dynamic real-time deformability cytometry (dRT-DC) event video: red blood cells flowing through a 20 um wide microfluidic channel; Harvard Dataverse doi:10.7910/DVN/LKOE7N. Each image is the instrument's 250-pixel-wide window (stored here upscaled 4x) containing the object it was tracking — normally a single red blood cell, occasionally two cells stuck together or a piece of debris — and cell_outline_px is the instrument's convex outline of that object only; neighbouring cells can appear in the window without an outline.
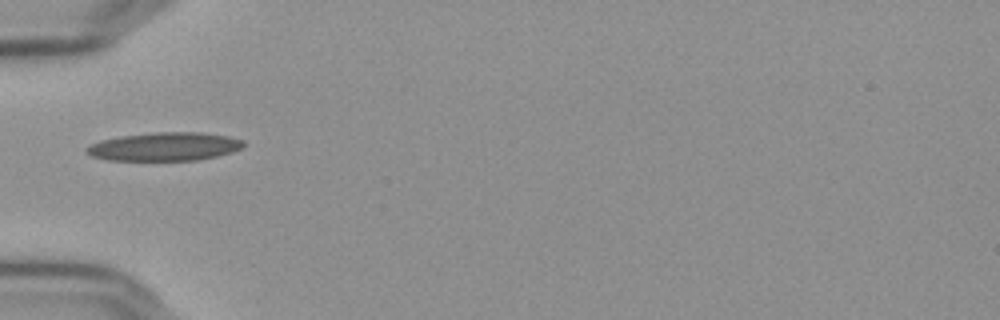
{"species": "Egyptian fruit bat (a non-hibernating species)", "species_latin": "Rousettus aegyptiacus", "temperature_condition": "cold", "stored_images_in_passage": 38, "camera_frame_rate_fps": 3000, "um_per_image_px": 0.085, "frame": {"image": 1, "passage_image": 1, "time_ms": 0.0, "image_size_px": [1000, 320], "cell_outline_px": [[244, 144], [240, 148], [232, 152], [216, 156], [196, 160], [108, 160], [92, 156], [84, 152], [84, 148], [88, 144], [100, 140], [120, 136], [152, 132], [200, 132], [228, 136], [244, 140]], "centroid_in_image_um": [13.93, 12.45], "position_along_channel_um": 71.1, "area_um2": 26.13}}
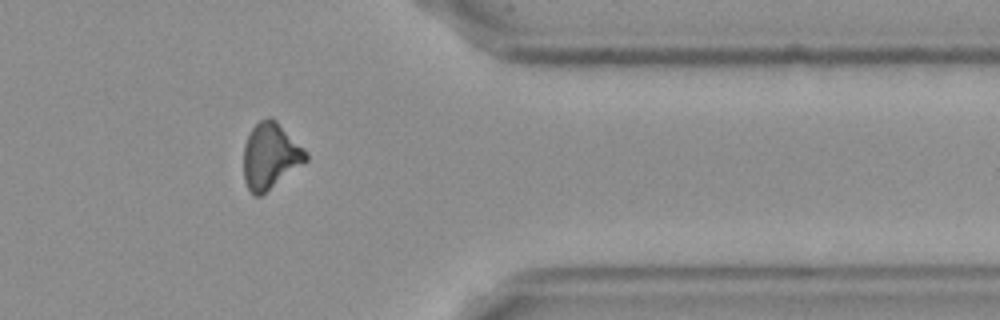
{"frame": {"image": 2, "passage_image": 28, "time_ms": 9.0, "image_size_px": [1000, 320], "cell_outline_px": [[308, 160], [304, 164], [260, 196], [256, 196], [248, 188], [244, 180], [244, 144], [252, 128], [260, 120], [268, 116], [272, 116], [308, 152]], "centroid_in_image_um": [23.0, 13.24], "position_along_channel_um": 388.4, "area_um2": 23.93}}
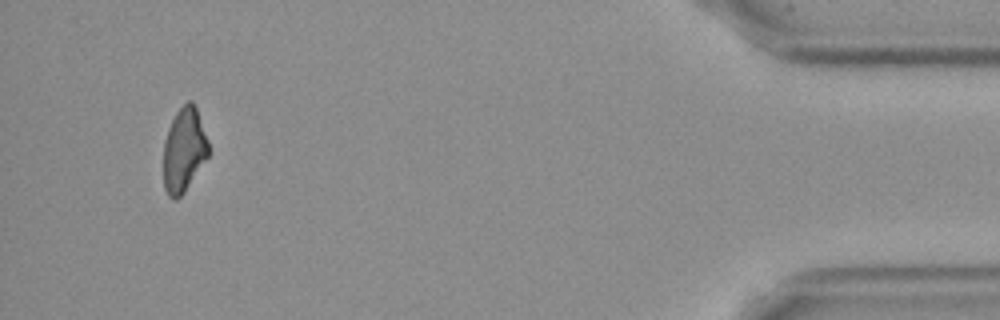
{"frame": {"image": 3, "passage_image": 35, "time_ms": 11.333, "image_size_px": [1000, 320], "cell_outline_px": [[208, 156], [184, 192], [176, 200], [172, 200], [168, 196], [164, 188], [164, 140], [168, 128], [176, 112], [188, 100], [192, 100], [196, 108], [208, 140]], "centroid_in_image_um": [15.62, 12.75], "position_along_channel_um": 419.6, "area_um2": 21.91}, "authors_computed_cell_mechanics": {"area_um2": 23.8714, "velocity_mm_per_s": 3.6542, "shape_relaxation_time_tau1_ms": null, "shape_relaxation_time_tau2_ms": 6.7911, "deformation_change_tau1": null, "deformation_change_tau2": 0.1922}}